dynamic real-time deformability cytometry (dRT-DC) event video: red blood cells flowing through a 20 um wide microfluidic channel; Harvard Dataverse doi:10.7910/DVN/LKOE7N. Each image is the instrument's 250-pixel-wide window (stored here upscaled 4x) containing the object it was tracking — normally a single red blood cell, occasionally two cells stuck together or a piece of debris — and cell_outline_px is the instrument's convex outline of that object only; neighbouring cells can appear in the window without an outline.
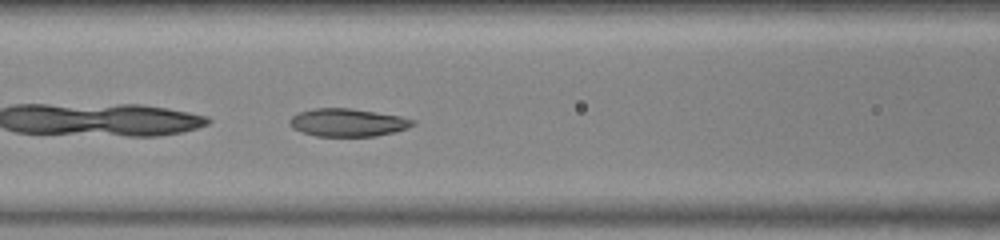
{"species": "common noctule bat (a hibernating species)", "species_latin": "Nyctalus noctula", "temperature_condition": "warm", "stored_images_in_passage": 33, "camera_frame_rate_fps": 3000, "um_per_image_px": 0.085, "animal": {"sex": "female", "body_mass_g": 23.0, "forearm_length_mm": 53.4}, "frame": {"image": 1, "passage_image": 6, "time_ms": 1.667, "image_size_px": [1000, 240], "cell_outline_px": [[416, 124], [408, 128], [376, 136], [316, 136], [300, 132], [292, 128], [288, 120], [296, 112], [312, 108], [348, 108], [376, 112], [400, 116], [416, 120]], "centroid_in_image_um": [29.52, 10.41], "position_along_channel_um": 137.1, "area_um2": 20.17}}
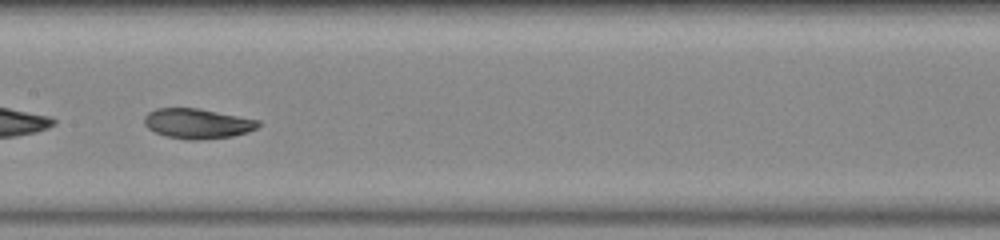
{"frame": {"image": 2, "passage_image": 10, "time_ms": 3.0, "image_size_px": [1000, 240], "cell_outline_px": [[260, 124], [256, 128], [248, 132], [232, 136], [200, 140], [188, 140], [168, 136], [156, 132], [148, 128], [144, 124], [144, 116], [148, 112], [156, 108], [196, 108], [260, 120]], "centroid_in_image_um": [16.77, 10.5], "position_along_channel_um": 190.6, "area_um2": 19.83}}
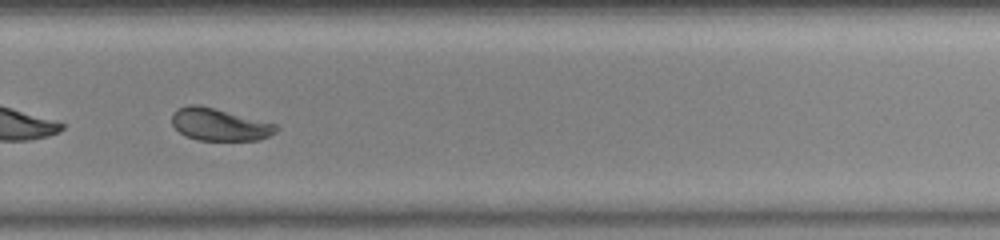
{"frame": {"image": 3, "passage_image": 19, "time_ms": 6.0, "image_size_px": [1000, 240], "cell_outline_px": [[280, 128], [276, 132], [260, 140], [196, 140], [180, 132], [172, 124], [172, 112], [176, 108], [188, 104], [196, 104], [216, 108], [276, 124]], "centroid_in_image_um": [18.64, 10.57], "position_along_channel_um": 311.2, "area_um2": 19.71}, "authors_computed_cell_mechanics": {"area_um2": 20.4034, "velocity_mm_per_s": 4.0277, "shape_relaxation_time_tau1_ms": 6.993, "shape_relaxation_time_tau2_ms": 3.0755, "deformation_change_tau1": 0.1774, "deformation_change_tau2": 0.0612}}